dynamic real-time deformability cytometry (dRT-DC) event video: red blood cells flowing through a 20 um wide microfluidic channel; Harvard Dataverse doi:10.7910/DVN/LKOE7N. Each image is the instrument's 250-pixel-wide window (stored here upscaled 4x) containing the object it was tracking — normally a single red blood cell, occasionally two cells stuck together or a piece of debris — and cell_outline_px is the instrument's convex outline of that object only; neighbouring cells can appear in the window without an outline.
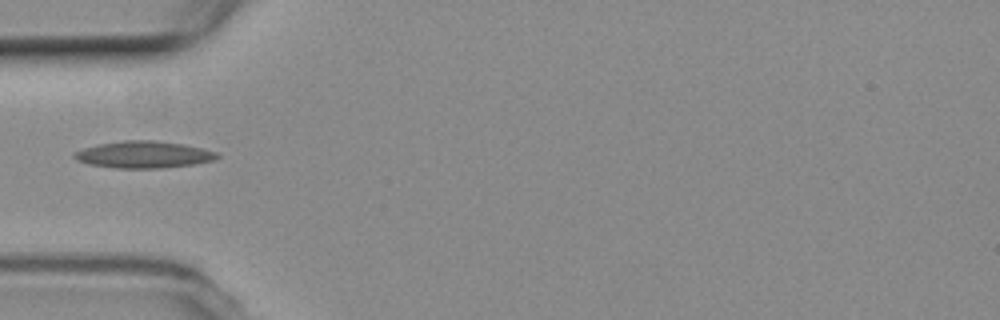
{"species": "common noctule bat (a hibernating species)", "species_latin": "Nyctalus noctula", "temperature_condition": "room temperature", "stored_images_in_passage": 1, "camera_frame_rate_fps": 3000, "um_per_image_px": 0.085, "animal": {"sex": "female", "body_mass_g": 19.3, "forearm_length_mm": 54.1}, "frame": {"image": 1, "passage_image": 1, "time_ms": 0.0, "image_size_px": [1000, 320], "cell_outline_px": [[220, 156], [212, 160], [192, 164], [160, 168], [116, 168], [88, 164], [76, 160], [72, 156], [72, 152], [84, 148], [100, 144], [124, 140], [152, 140], [184, 144], [216, 152]], "centroid_in_image_um": [12.15, 13.14], "position_along_channel_um": 72.9, "area_um2": 22.2}}